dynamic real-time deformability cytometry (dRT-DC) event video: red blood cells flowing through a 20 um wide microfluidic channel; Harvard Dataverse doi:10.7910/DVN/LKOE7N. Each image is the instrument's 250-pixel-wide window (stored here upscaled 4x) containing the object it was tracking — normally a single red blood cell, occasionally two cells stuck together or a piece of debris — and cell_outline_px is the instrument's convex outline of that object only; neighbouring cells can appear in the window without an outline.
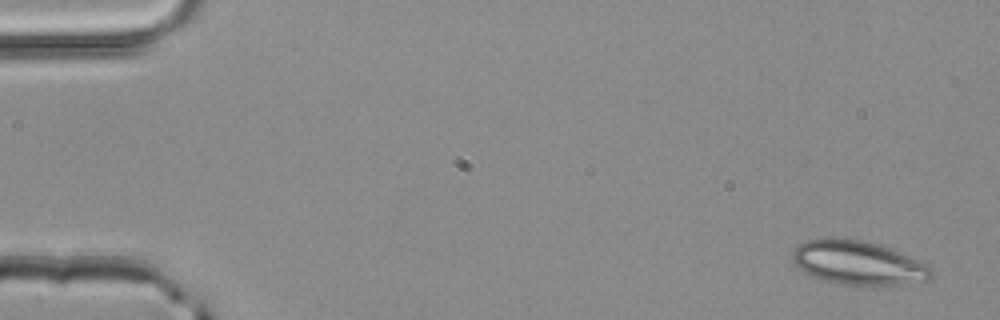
{"species": "common noctule bat (a hibernating species)", "species_latin": "Nyctalus noctula", "temperature_condition": "room temperature", "stored_images_in_passage": 4, "camera_frame_rate_fps": 3000, "um_per_image_px": 0.085, "animal": {"sex": "male", "body_mass_g": 20.4}, "frame": {"image": 1, "passage_image": 1, "time_ms": 0.0, "image_size_px": [1000, 320], "cell_outline_px": [[936, 272], [932, 276], [924, 280], [900, 284], [864, 288], [840, 284], [808, 276], [792, 260], [792, 252], [800, 244], [808, 240], [864, 240], [888, 248], [928, 264]], "centroid_in_image_um": [72.97, 22.41], "position_along_channel_um": 12.0, "area_um2": 35.37}}